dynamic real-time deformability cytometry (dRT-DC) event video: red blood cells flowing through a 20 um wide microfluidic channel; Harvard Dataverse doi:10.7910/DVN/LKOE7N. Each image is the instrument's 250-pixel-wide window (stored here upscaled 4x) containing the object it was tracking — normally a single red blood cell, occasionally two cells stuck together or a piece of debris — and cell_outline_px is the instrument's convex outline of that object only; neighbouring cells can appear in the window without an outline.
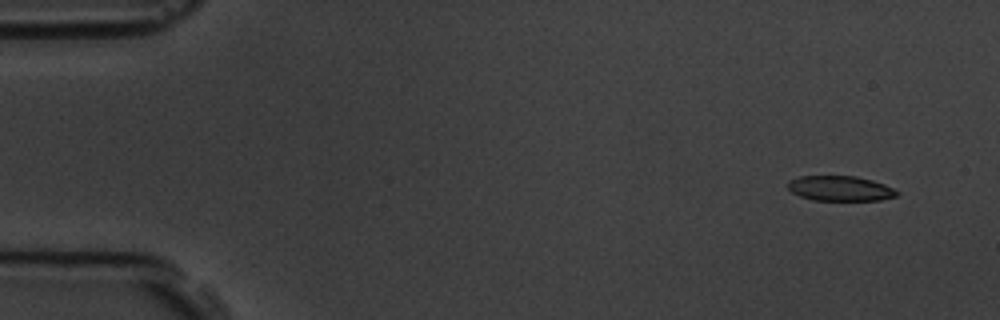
{"species": "common noctule bat (a hibernating species)", "species_latin": "Nyctalus noctula", "temperature_condition": "room temperature", "stored_images_in_passage": 7, "camera_frame_rate_fps": 3000, "um_per_image_px": 0.085, "animal": {"sex": "male", "body_mass_g": 19.5, "forearm_length_mm": 54.6}, "frame": {"image": 1, "passage_image": 2, "time_ms": 1.0, "image_size_px": [1000, 320], "cell_outline_px": [[900, 192], [896, 196], [880, 200], [812, 200], [800, 196], [792, 192], [788, 188], [788, 180], [800, 176], [856, 176], [872, 180], [884, 184]], "centroid_in_image_um": [71.4, 16.01], "position_along_channel_um": 13.6, "area_um2": 15.9}}
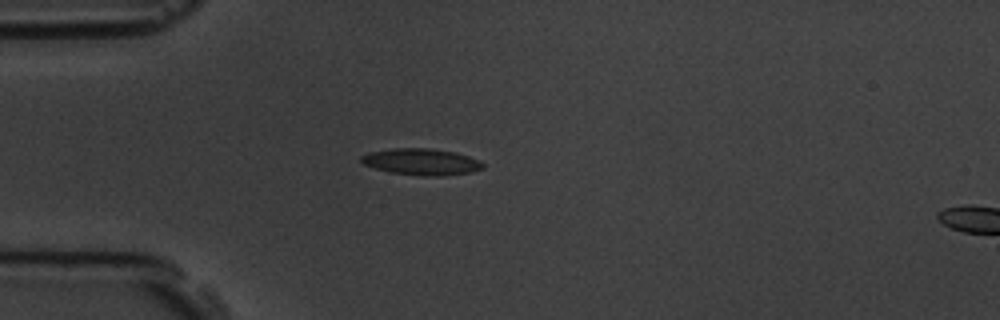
{"frame": {"image": 2, "passage_image": 5, "time_ms": 4.667, "image_size_px": [1000, 320], "cell_outline_px": [[484, 168], [472, 172], [440, 176], [424, 176], [388, 172], [364, 164], [360, 160], [360, 156], [368, 152], [392, 148], [428, 148], [456, 152], [480, 160], [484, 164]], "centroid_in_image_um": [35.83, 13.75], "position_along_channel_um": 49.2, "area_um2": 18.9}}
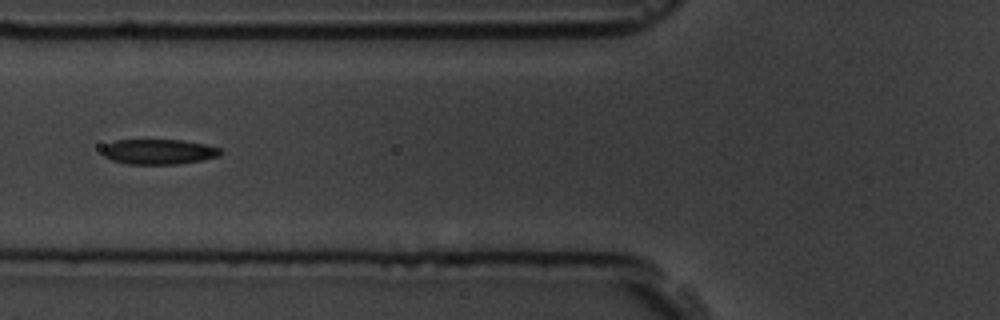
{"frame": {"image": 3, "passage_image": 7, "time_ms": 6.667, "image_size_px": [1000, 320], "cell_outline_px": [[224, 152], [220, 156], [204, 160], [180, 164], [128, 164], [112, 160], [104, 156], [104, 148], [108, 144], [116, 140], [184, 140], [204, 144], [220, 148]], "centroid_in_image_um": [13.57, 12.9], "position_along_channel_um": 112.2, "area_um2": 17.34}}